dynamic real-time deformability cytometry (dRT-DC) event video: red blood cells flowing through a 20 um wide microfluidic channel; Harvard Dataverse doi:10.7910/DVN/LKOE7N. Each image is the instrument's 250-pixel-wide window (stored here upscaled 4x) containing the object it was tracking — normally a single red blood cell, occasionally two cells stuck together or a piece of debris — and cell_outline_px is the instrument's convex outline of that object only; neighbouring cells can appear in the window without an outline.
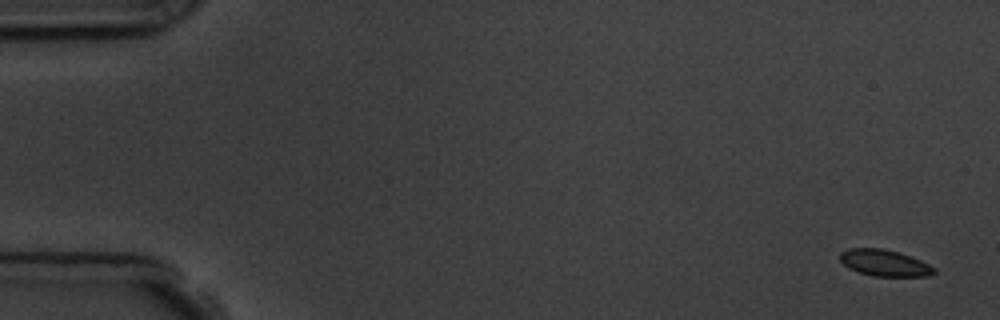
{"species": "common noctule bat (a hibernating species)", "species_latin": "Nyctalus noctula", "temperature_condition": "room temperature", "stored_images_in_passage": 6, "camera_frame_rate_fps": 3000, "um_per_image_px": 0.085, "animal": {"sex": "male", "body_mass_g": 19.5, "forearm_length_mm": 54.6}, "frame": {"image": 1, "passage_image": 1, "time_ms": 0.0, "image_size_px": [1000, 320], "cell_outline_px": [[936, 272], [928, 276], [872, 276], [856, 272], [848, 268], [840, 260], [840, 252], [848, 248], [884, 248], [900, 252], [920, 260], [936, 268]], "centroid_in_image_um": [75.16, 22.34], "position_along_channel_um": 9.8, "area_um2": 14.68}}
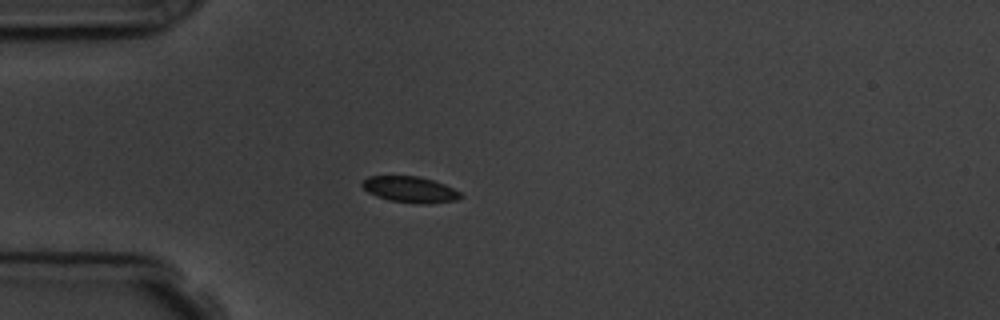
{"frame": {"image": 2, "passage_image": 5, "time_ms": 4.667, "image_size_px": [1000, 320], "cell_outline_px": [[464, 196], [456, 200], [428, 204], [420, 204], [388, 200], [376, 196], [368, 192], [360, 184], [368, 176], [416, 176], [432, 180], [444, 184], [460, 192]], "centroid_in_image_um": [34.85, 16.11], "position_along_channel_um": 50.1, "area_um2": 14.91}}